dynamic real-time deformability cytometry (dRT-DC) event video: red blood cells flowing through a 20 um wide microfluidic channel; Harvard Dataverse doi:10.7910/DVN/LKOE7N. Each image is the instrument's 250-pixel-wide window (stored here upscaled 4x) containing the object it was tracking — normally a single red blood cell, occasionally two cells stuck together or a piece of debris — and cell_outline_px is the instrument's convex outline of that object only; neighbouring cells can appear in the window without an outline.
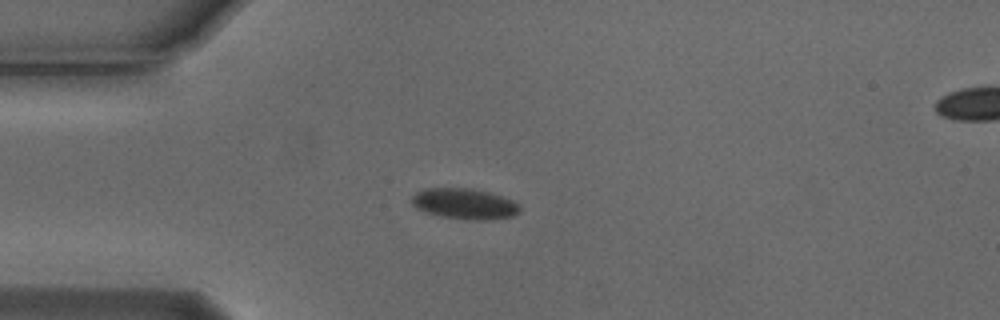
{"species": "Egyptian fruit bat (a non-hibernating species)", "species_latin": "Rousettus aegyptiacus", "temperature_condition": "cold", "stored_images_in_passage": 5, "camera_frame_rate_fps": 3000, "um_per_image_px": 0.085, "animal": {"sex": "male"}, "frame": {"image": 1, "passage_image": 3, "time_ms": 0.667, "image_size_px": [1000, 320], "cell_outline_px": [[520, 212], [512, 216], [484, 220], [468, 220], [440, 216], [424, 212], [416, 208], [412, 204], [412, 196], [416, 192], [424, 188], [468, 188], [488, 192], [512, 200], [520, 204]], "centroid_in_image_um": [39.46, 17.32], "position_along_channel_um": 45.5, "area_um2": 19.36}}
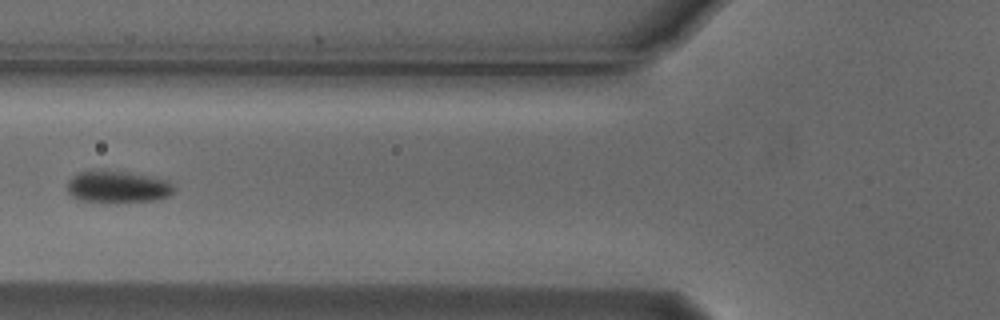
{"frame": {"image": 2, "passage_image": 5, "time_ms": 1.333, "image_size_px": [1000, 320], "cell_outline_px": [[172, 192], [168, 196], [156, 200], [80, 200], [72, 196], [68, 192], [68, 180], [76, 172], [88, 168], [100, 168], [128, 172], [152, 176], [168, 180], [172, 184]], "centroid_in_image_um": [9.93, 15.79], "position_along_channel_um": 115.9, "area_um2": 19.77}}